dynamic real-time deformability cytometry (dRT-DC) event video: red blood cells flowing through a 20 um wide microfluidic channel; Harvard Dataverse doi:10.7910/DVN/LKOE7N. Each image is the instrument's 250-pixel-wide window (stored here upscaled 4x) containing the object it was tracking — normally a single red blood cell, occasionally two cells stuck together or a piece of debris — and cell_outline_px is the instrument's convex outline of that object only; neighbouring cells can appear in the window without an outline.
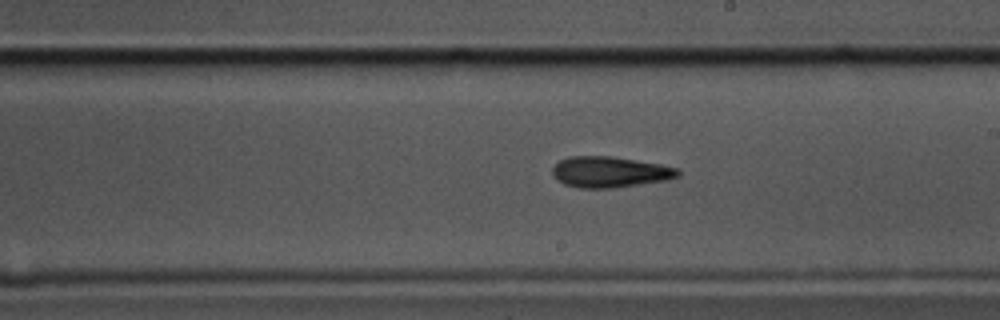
{"species": "common noctule bat (a hibernating species)", "species_latin": "Nyctalus noctula", "temperature_condition": "cold", "stored_images_in_passage": 57, "camera_frame_rate_fps": 3000, "um_per_image_px": 0.085, "animal": {"sex": "male", "body_mass_g": 17.5, "forearm_length_mm": 52.3}, "frame": {"image": 1, "passage_image": 32, "time_ms": 10.333, "image_size_px": [1000, 320], "cell_outline_px": [[680, 176], [664, 180], [612, 188], [580, 188], [564, 184], [556, 180], [552, 176], [552, 168], [560, 160], [568, 156], [612, 156], [660, 164], [680, 168]], "centroid_in_image_um": [51.81, 14.61], "position_along_channel_um": 237.2, "area_um2": 22.66}}
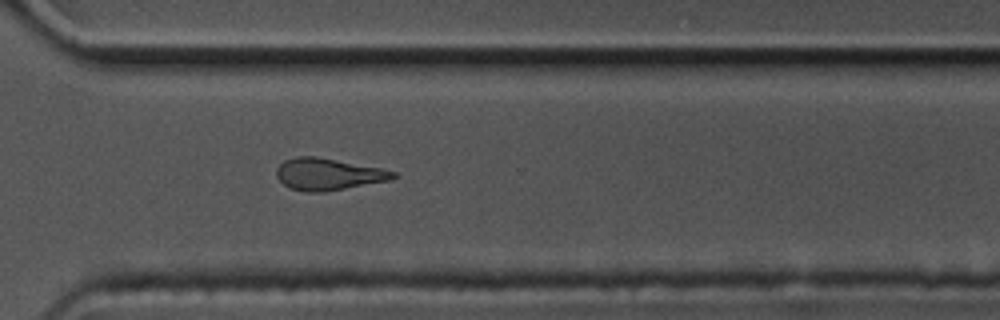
{"frame": {"image": 2, "passage_image": 41, "time_ms": 13.333, "image_size_px": [1000, 320], "cell_outline_px": [[400, 176], [392, 180], [324, 192], [304, 192], [288, 188], [276, 176], [276, 168], [284, 160], [296, 156], [316, 156], [380, 168], [396, 172]], "centroid_in_image_um": [27.9, 14.81], "position_along_channel_um": 342.7, "area_um2": 21.85}}
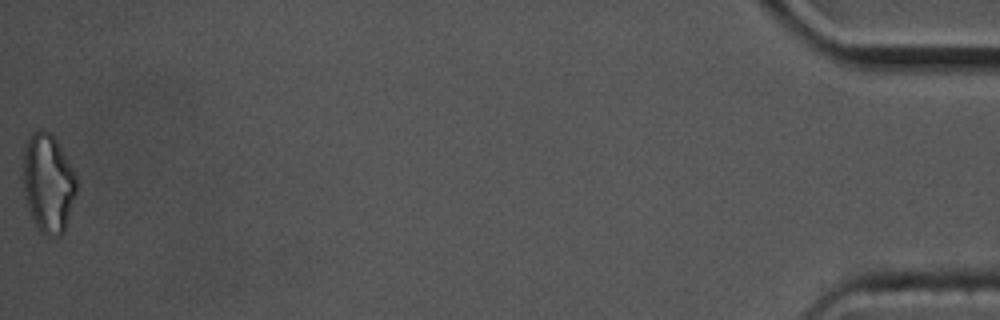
{"frame": {"image": 3, "passage_image": 57, "time_ms": 18.667, "image_size_px": [1000, 320], "cell_outline_px": [[76, 196], [64, 232], [60, 236], [48, 236], [40, 232], [36, 228], [28, 212], [20, 176], [24, 140], [28, 132], [40, 128], [48, 132], [56, 140], [72, 168], [76, 176]], "centroid_in_image_um": [4.01, 15.54], "position_along_channel_um": 431.2, "area_um2": 31.96}, "authors_computed_cell_mechanics": {"area_um2": 22.0218, "velocity_mm_per_s": 3.515, "shape_relaxation_time_tau1_ms": 4.4016, "shape_relaxation_time_tau2_ms": 2.5501, "deformation_change_tau1": 0.1623, "deformation_change_tau2": 0.1272}}